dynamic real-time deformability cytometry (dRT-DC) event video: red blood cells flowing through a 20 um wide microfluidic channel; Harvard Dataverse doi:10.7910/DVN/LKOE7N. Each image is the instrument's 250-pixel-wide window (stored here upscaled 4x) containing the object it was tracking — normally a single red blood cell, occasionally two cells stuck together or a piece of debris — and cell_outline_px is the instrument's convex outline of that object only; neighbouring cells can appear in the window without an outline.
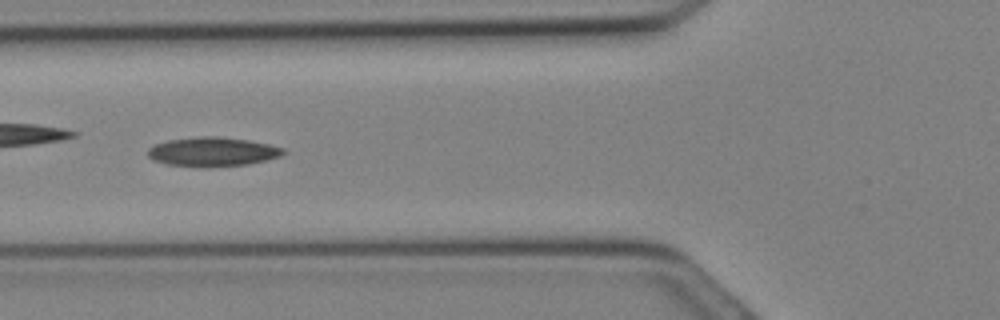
{"species": "Egyptian fruit bat (a non-hibernating species)", "species_latin": "Rousettus aegyptiacus", "temperature_condition": "cold", "stored_images_in_passage": 17, "camera_frame_rate_fps": 3000, "um_per_image_px": 0.085, "animal": {"sex": "female"}, "frame": {"image": 1, "passage_image": 10, "time_ms": 3.0, "image_size_px": [1000, 320], "cell_outline_px": [[288, 152], [280, 156], [248, 164], [168, 164], [152, 160], [148, 156], [148, 148], [156, 144], [168, 140], [200, 136], [220, 136], [248, 140], [268, 144], [284, 148]], "centroid_in_image_um": [18.09, 12.84], "position_along_channel_um": 107.7, "area_um2": 22.02}}
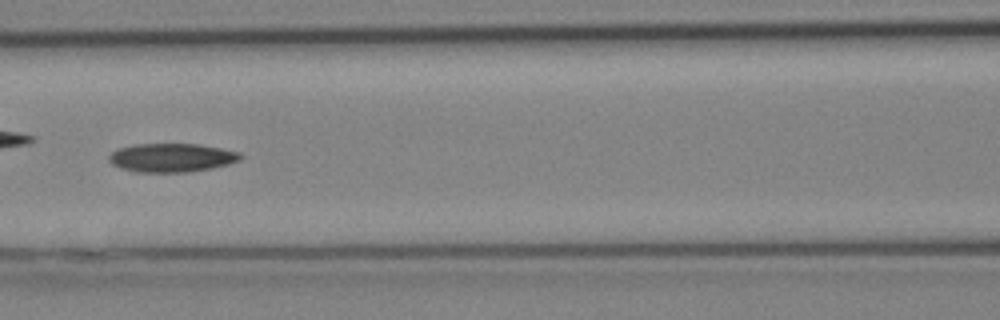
{"frame": {"image": 2, "passage_image": 12, "time_ms": 3.667, "image_size_px": [1000, 320], "cell_outline_px": [[244, 156], [240, 160], [228, 164], [212, 168], [188, 172], [132, 172], [120, 168], [112, 164], [108, 160], [108, 156], [116, 148], [136, 144], [200, 144], [240, 152]], "centroid_in_image_um": [14.57, 13.4], "position_along_channel_um": 152.0, "area_um2": 22.2}}